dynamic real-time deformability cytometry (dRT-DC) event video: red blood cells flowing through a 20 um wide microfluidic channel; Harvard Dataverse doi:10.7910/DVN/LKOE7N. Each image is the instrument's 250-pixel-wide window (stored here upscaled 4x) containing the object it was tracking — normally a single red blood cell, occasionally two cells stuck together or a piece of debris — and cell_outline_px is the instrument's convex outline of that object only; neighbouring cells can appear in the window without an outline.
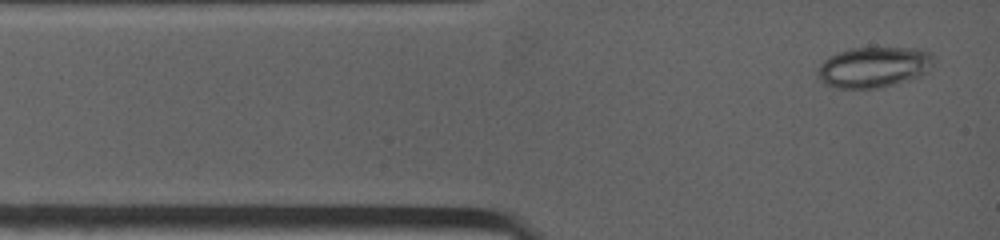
{"species": "common noctule bat (a hibernating species)", "species_latin": "Nyctalus noctula", "temperature_condition": "warm", "stored_images_in_passage": 12, "camera_frame_rate_fps": 4500, "um_per_image_px": 0.085, "animal": {"sex": "female", "body_mass_g": 19.0, "forearm_length_mm": 53.3}, "frame": {"image": 1, "passage_image": 1, "time_ms": 0.0, "image_size_px": [1000, 240], "cell_outline_px": [[936, 56], [928, 72], [920, 76], [892, 84], [876, 88], [836, 88], [824, 84], [820, 80], [816, 72], [820, 64], [828, 56], [852, 48], [920, 48], [932, 52]], "centroid_in_image_um": [74.29, 5.69], "position_along_channel_um": 10.7, "area_um2": 27.63}}
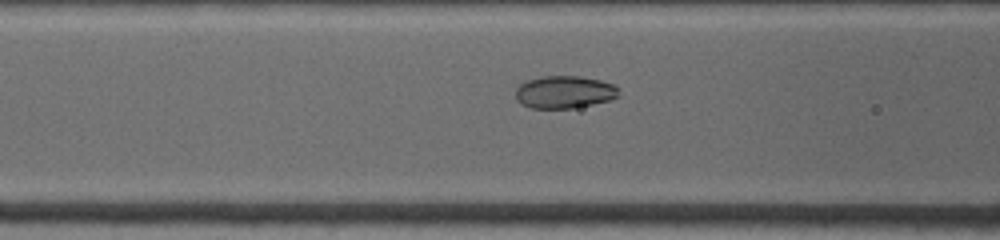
{"frame": {"image": 2, "passage_image": 9, "time_ms": 3.556, "image_size_px": [1000, 240], "cell_outline_px": [[620, 96], [608, 100], [592, 104], [572, 108], [532, 108], [520, 104], [516, 100], [516, 88], [520, 84], [528, 80], [544, 76], [580, 76], [600, 80], [616, 84], [620, 88]], "centroid_in_image_um": [48.0, 7.82], "position_along_channel_um": 118.6, "area_um2": 19.71}}
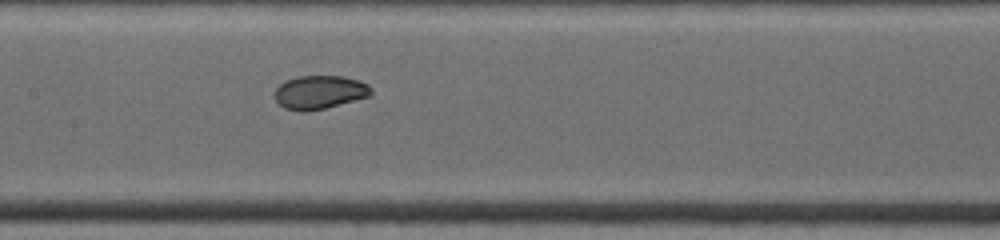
{"frame": {"image": 3, "passage_image": 12, "time_ms": 5.111, "image_size_px": [1000, 240], "cell_outline_px": [[372, 96], [308, 112], [300, 112], [284, 108], [276, 100], [276, 88], [284, 80], [296, 76], [344, 76], [360, 80], [368, 84], [372, 88]], "centroid_in_image_um": [27.19, 7.83], "position_along_channel_um": 180.2, "area_um2": 19.07}}